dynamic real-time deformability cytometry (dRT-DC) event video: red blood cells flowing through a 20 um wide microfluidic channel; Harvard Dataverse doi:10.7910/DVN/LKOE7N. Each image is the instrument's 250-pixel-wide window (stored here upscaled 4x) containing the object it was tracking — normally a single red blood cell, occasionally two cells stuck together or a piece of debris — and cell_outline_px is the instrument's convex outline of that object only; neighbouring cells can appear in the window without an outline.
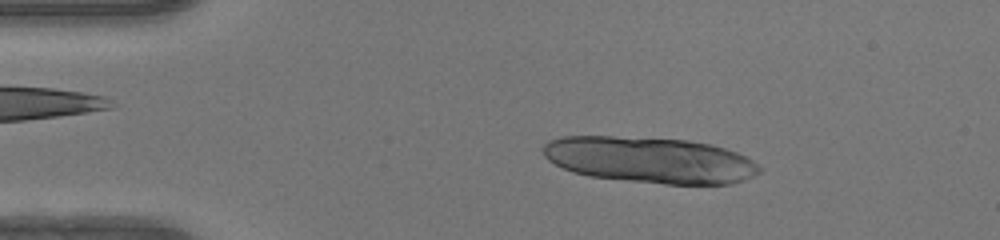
{"species": "human", "species_latin": "Homo sapiens", "temperature_condition": "warm", "stored_images_in_passage": 49, "camera_frame_rate_fps": 3000, "um_per_image_px": 0.085, "donor": {"sex": "female"}, "frame": {"image": 1, "passage_image": 8, "time_ms": 2.333, "image_size_px": [1000, 240], "cell_outline_px": [[764, 168], [760, 172], [744, 180], [732, 184], [664, 184], [588, 176], [572, 172], [548, 160], [544, 156], [540, 148], [548, 140], [560, 136], [612, 136], [688, 140], [712, 144], [736, 152], [760, 164]], "centroid_in_image_um": [55.24, 13.59], "position_along_channel_um": 29.8, "area_um2": 58.49}}
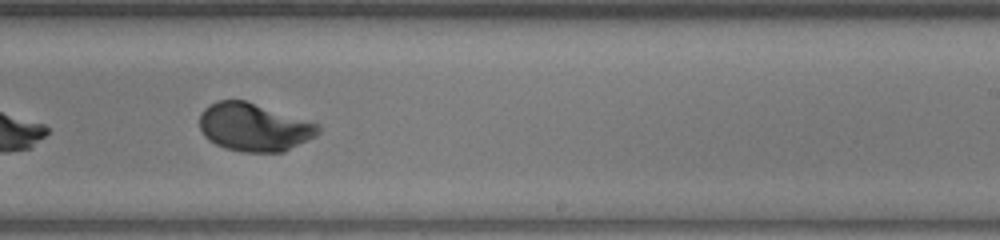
{"frame": {"image": 2, "passage_image": 30, "time_ms": 9.667, "image_size_px": [1000, 240], "cell_outline_px": [[320, 132], [316, 136], [284, 152], [240, 152], [224, 148], [208, 140], [204, 136], [200, 128], [200, 112], [208, 104], [216, 100], [244, 100], [320, 124]], "centroid_in_image_um": [21.58, 10.82], "position_along_channel_um": 267.4, "area_um2": 33.41}}
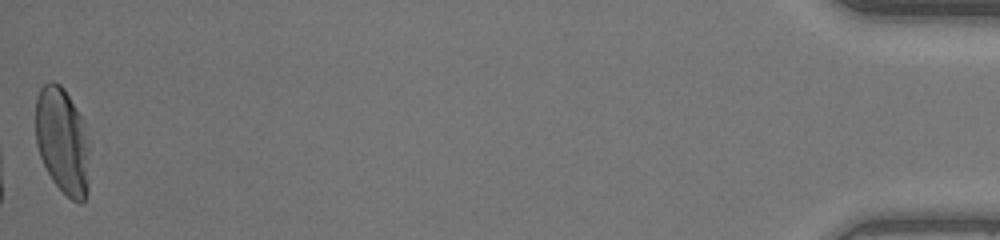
{"frame": {"image": 3, "passage_image": 49, "time_ms": 16.0, "image_size_px": [1000, 240], "cell_outline_px": [[88, 192], [84, 200], [80, 204], [72, 200], [52, 180], [40, 156], [36, 144], [36, 96], [40, 88], [44, 84], [52, 80], [60, 84], [64, 88], [84, 120], [88, 144]], "centroid_in_image_um": [5.31, 11.95], "position_along_channel_um": 429.9, "area_um2": 33.58}, "authors_computed_cell_mechanics": {"area_um2": 33.813, "velocity_mm_per_s": 4.1817, "shape_relaxation_time_tau1_ms": 2.809, "shape_relaxation_time_tau2_ms": null, "deformation_change_tau1": 0.2057, "deformation_change_tau2": null}}